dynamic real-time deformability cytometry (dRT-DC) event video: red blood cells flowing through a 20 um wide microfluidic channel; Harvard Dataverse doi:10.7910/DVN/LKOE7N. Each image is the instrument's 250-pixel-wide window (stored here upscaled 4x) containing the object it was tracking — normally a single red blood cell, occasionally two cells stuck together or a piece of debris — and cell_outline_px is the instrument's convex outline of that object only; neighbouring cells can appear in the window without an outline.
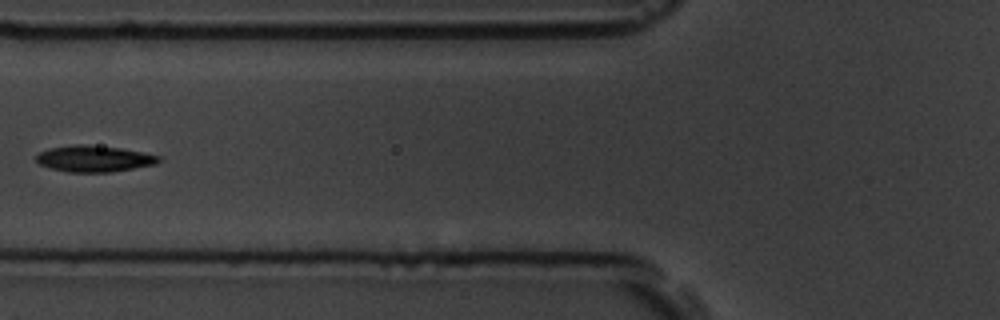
{"species": "common noctule bat (a hibernating species)", "species_latin": "Nyctalus noctula", "temperature_condition": "room temperature", "stored_images_in_passage": 4, "camera_frame_rate_fps": 3000, "um_per_image_px": 0.085, "animal": {"sex": "male", "body_mass_g": 19.5, "forearm_length_mm": 54.6}, "frame": {"image": 1, "passage_image": 3, "time_ms": 3.333, "image_size_px": [1000, 320], "cell_outline_px": [[160, 160], [156, 164], [112, 172], [68, 172], [52, 168], [40, 164], [36, 160], [36, 156], [40, 152], [48, 148], [72, 144], [88, 144], [120, 148], [160, 156]], "centroid_in_image_um": [7.98, 13.48], "position_along_channel_um": 117.8, "area_um2": 18.73}}
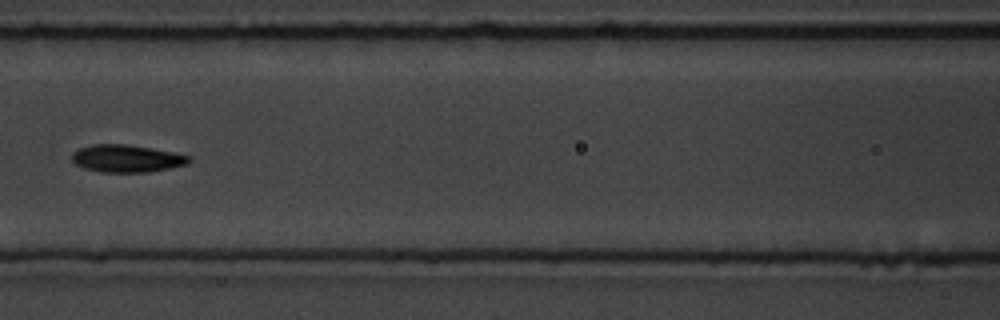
{"frame": {"image": 2, "passage_image": 4, "time_ms": 4.333, "image_size_px": [1000, 320], "cell_outline_px": [[192, 160], [188, 164], [148, 172], [100, 172], [84, 168], [76, 164], [72, 160], [72, 152], [80, 148], [92, 144], [128, 144], [172, 152], [192, 156]], "centroid_in_image_um": [10.77, 13.47], "position_along_channel_um": 155.8, "area_um2": 18.73}}